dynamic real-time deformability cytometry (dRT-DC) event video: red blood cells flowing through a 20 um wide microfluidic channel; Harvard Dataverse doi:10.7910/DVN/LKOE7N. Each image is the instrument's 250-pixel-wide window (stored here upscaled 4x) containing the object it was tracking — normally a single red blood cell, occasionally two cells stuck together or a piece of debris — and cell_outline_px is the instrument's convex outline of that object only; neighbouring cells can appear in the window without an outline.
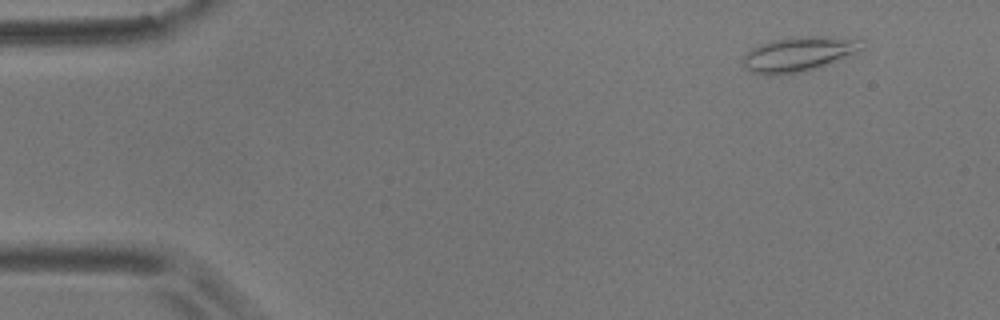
{"species": "common noctule bat (a hibernating species)", "species_latin": "Nyctalus noctula", "temperature_condition": "room temperature", "stored_images_in_passage": 4, "camera_frame_rate_fps": 3000, "um_per_image_px": 0.085, "animal": {"sex": "male", "body_mass_g": 17.9}, "frame": {"image": 1, "passage_image": 1, "time_ms": 0.0, "image_size_px": [1000, 320], "cell_outline_px": [[868, 48], [820, 68], [800, 72], [772, 76], [768, 76], [748, 72], [744, 68], [740, 60], [752, 48], [760, 44], [772, 40], [796, 36], [828, 36], [860, 40]], "centroid_in_image_um": [67.88, 4.62], "position_along_channel_um": 17.1, "area_um2": 24.74}}